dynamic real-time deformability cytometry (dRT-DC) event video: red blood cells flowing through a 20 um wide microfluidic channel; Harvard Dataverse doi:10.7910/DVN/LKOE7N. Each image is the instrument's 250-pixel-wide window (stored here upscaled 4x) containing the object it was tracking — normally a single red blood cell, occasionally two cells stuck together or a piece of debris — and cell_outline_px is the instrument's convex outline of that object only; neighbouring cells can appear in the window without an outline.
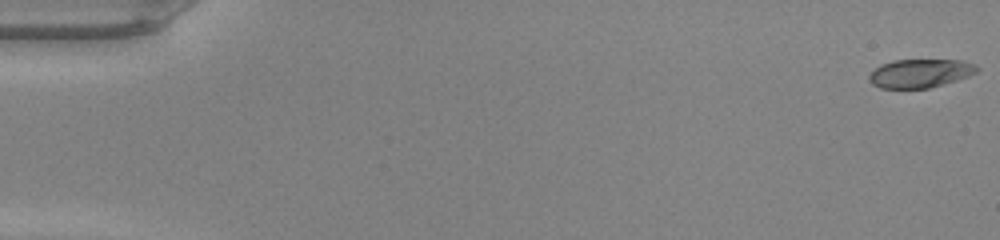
{"species": "common noctule bat (a hibernating species)", "species_latin": "Nyctalus noctula", "temperature_condition": "warm", "stored_images_in_passage": 49, "camera_frame_rate_fps": 3000, "um_per_image_px": 0.085, "animal": {"sex": "male", "body_mass_g": 20.0, "forearm_length_mm": 53.3}, "frame": {"image": 1, "passage_image": 1, "time_ms": 0.0, "image_size_px": [1000, 240], "cell_outline_px": [[980, 68], [976, 72], [968, 76], [956, 80], [928, 88], [880, 88], [872, 84], [868, 80], [868, 76], [880, 64], [892, 60], [960, 60], [976, 64]], "centroid_in_image_um": [78.2, 6.22], "position_along_channel_um": 6.8, "area_um2": 17.92}}
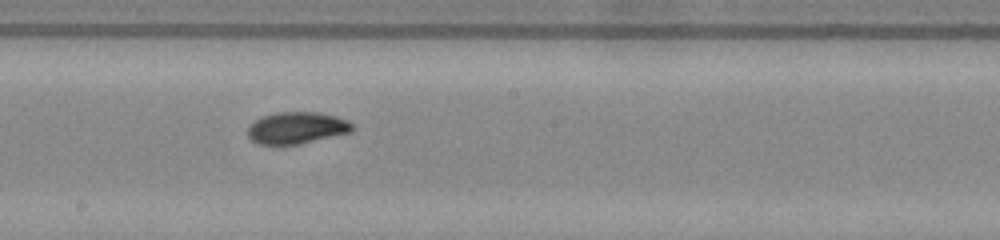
{"frame": {"image": 2, "passage_image": 28, "time_ms": 9.0, "image_size_px": [1000, 240], "cell_outline_px": [[356, 128], [352, 132], [300, 144], [256, 144], [248, 136], [248, 128], [256, 120], [264, 116], [276, 112], [316, 112], [336, 116], [352, 124]], "centroid_in_image_um": [25.24, 10.87], "position_along_channel_um": 223.0, "area_um2": 19.25}}
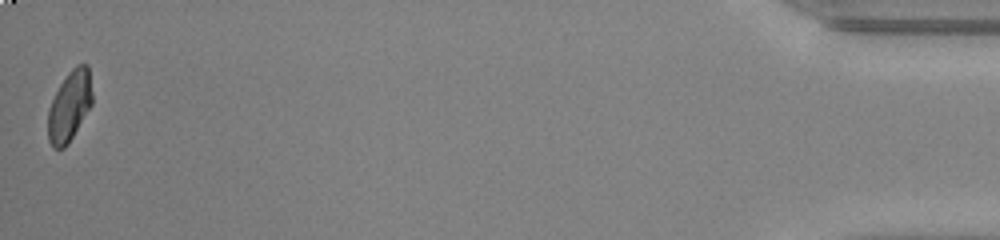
{"frame": {"image": 3, "passage_image": 49, "time_ms": 16.0, "image_size_px": [1000, 240], "cell_outline_px": [[92, 104], [68, 144], [64, 148], [52, 148], [48, 140], [48, 108], [60, 84], [68, 72], [76, 64], [88, 64], [92, 92]], "centroid_in_image_um": [5.9, 9.01], "position_along_channel_um": 429.3, "area_um2": 18.15}, "authors_computed_cell_mechanics": {"area_um2": 18.9584, "velocity_mm_per_s": 4.2505, "shape_relaxation_time_tau1_ms": 3.0007, "shape_relaxation_time_tau2_ms": 1.4366, "deformation_change_tau1": 0.1614, "deformation_change_tau2": 0.0494}}